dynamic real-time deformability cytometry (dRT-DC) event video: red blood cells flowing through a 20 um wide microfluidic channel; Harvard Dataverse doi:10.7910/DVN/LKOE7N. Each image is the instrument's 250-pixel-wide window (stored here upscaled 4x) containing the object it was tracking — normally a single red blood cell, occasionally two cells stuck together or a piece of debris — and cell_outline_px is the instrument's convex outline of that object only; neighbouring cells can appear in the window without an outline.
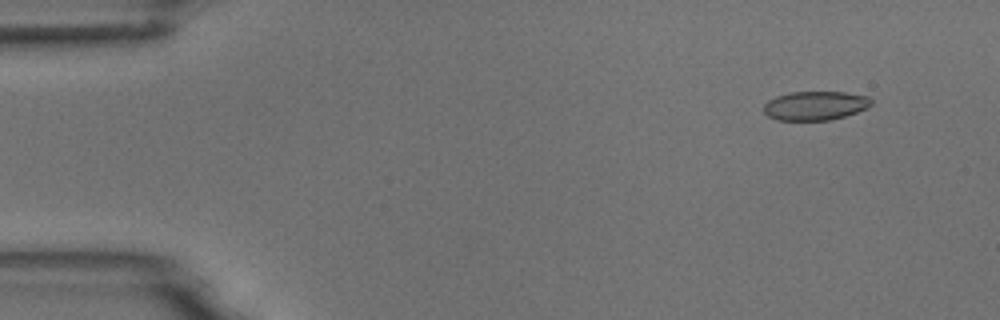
{"species": "common noctule bat (a hibernating species)", "species_latin": "Nyctalus noctula", "temperature_condition": "room temperature", "stored_images_in_passage": 5, "camera_frame_rate_fps": 3000, "um_per_image_px": 0.085, "animal": {"sex": "male", "body_mass_g": 18.8}, "frame": {"image": 1, "passage_image": 2, "time_ms": 1.333, "image_size_px": [1000, 320], "cell_outline_px": [[872, 104], [868, 108], [844, 116], [828, 120], [776, 120], [768, 116], [764, 112], [764, 104], [768, 100], [776, 96], [788, 92], [844, 92], [868, 96], [872, 100]], "centroid_in_image_um": [69.28, 8.97], "position_along_channel_um": 15.7, "area_um2": 18.21}}